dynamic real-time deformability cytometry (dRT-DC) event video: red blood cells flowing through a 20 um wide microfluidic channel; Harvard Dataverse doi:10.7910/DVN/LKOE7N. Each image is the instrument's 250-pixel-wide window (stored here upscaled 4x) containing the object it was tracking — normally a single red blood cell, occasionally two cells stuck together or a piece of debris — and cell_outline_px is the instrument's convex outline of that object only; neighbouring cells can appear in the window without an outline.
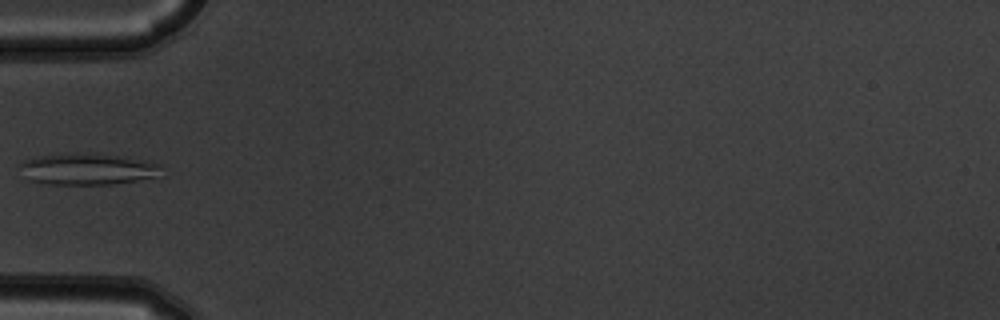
{"species": "common noctule bat (a hibernating species)", "species_latin": "Nyctalus noctula", "temperature_condition": "warm", "stored_images_in_passage": 5, "camera_frame_rate_fps": 3000, "um_per_image_px": 0.085, "animal": {"sex": "male", "body_mass_g": 19.5, "forearm_length_mm": 54.6}, "frame": {"image": 1, "passage_image": 5, "time_ms": 1.333, "image_size_px": [1000, 320], "cell_outline_px": [[160, 164], [156, 176], [136, 180], [112, 184], [52, 184], [24, 180], [20, 164], [24, 160], [40, 156], [76, 152], [100, 152], [152, 160]], "centroid_in_image_um": [7.43, 14.34], "position_along_channel_um": 77.6, "area_um2": 26.41}}